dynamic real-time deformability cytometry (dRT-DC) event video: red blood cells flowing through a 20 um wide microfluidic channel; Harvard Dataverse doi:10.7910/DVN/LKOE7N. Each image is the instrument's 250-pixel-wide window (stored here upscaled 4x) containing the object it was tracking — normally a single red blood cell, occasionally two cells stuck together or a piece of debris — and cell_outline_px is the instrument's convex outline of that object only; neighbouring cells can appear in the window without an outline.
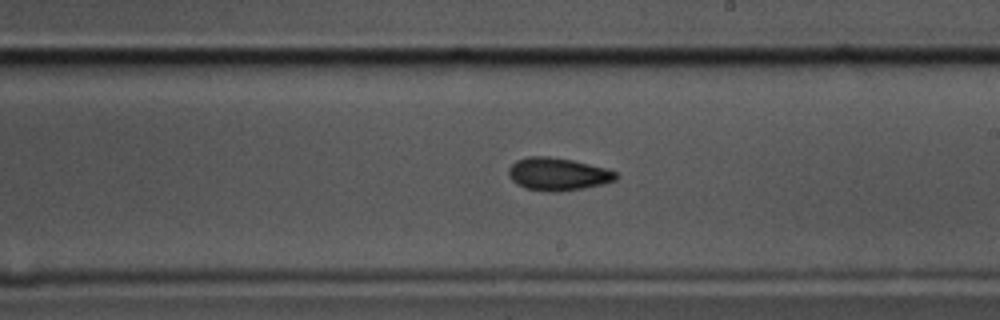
{"species": "common noctule bat (a hibernating species)", "species_latin": "Nyctalus noctula", "temperature_condition": "cold", "stored_images_in_passage": 58, "camera_frame_rate_fps": 3000, "um_per_image_px": 0.085, "animal": {"sex": "male", "body_mass_g": 17.5, "forearm_length_mm": 52.3}, "frame": {"image": 1, "passage_image": 33, "time_ms": 10.667, "image_size_px": [1000, 320], "cell_outline_px": [[620, 176], [616, 180], [584, 188], [560, 192], [552, 192], [524, 188], [516, 184], [508, 176], [508, 168], [516, 160], [528, 156], [548, 156], [572, 160], [608, 168], [616, 172]], "centroid_in_image_um": [47.41, 14.8], "position_along_channel_um": 241.6, "area_um2": 20.69}}
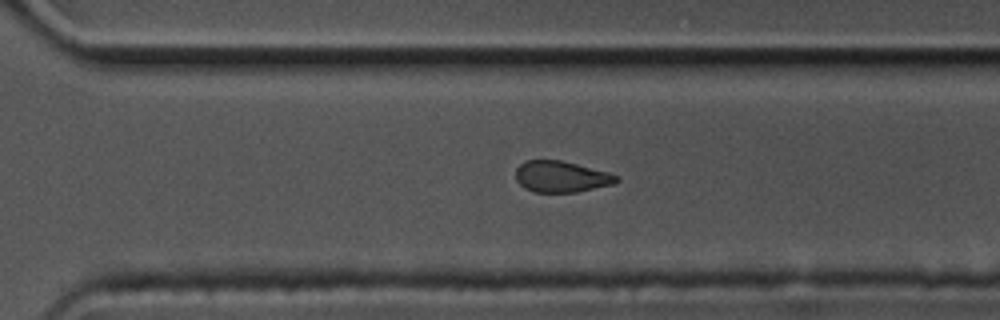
{"frame": {"image": 2, "passage_image": 40, "time_ms": 13.0, "image_size_px": [1000, 320], "cell_outline_px": [[620, 180], [612, 184], [576, 192], [536, 192], [524, 188], [516, 180], [516, 168], [524, 160], [560, 160], [608, 172], [620, 176]], "centroid_in_image_um": [47.69, 15.01], "position_along_channel_um": 322.9, "area_um2": 18.26}}
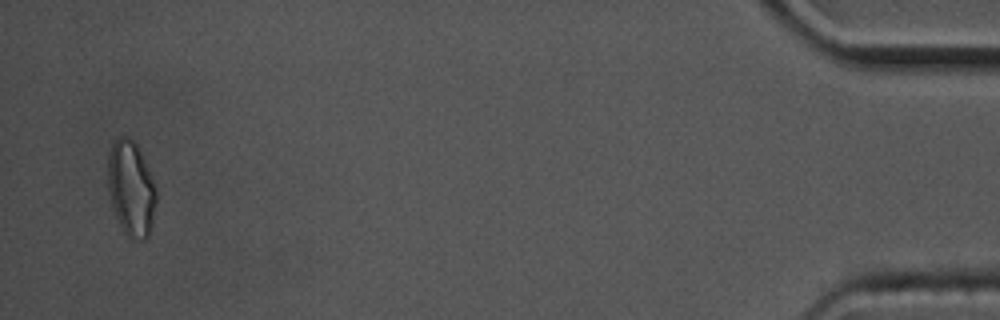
{"frame": {"image": 3, "passage_image": 56, "time_ms": 18.333, "image_size_px": [1000, 320], "cell_outline_px": [[156, 204], [152, 224], [148, 240], [132, 240], [124, 232], [116, 216], [112, 204], [108, 188], [108, 156], [112, 144], [120, 136], [128, 136], [136, 144], [144, 160], [156, 188]], "centroid_in_image_um": [11.15, 16.06], "position_along_channel_um": 424.0, "area_um2": 26.7}, "authors_computed_cell_mechanics": {"area_um2": 20.1144, "velocity_mm_per_s": 3.49, "shape_relaxation_time_tau1_ms": 3.5294, "shape_relaxation_time_tau2_ms": 8.0545, "deformation_change_tau1": 0.0807, "deformation_change_tau2": 0.1098}}